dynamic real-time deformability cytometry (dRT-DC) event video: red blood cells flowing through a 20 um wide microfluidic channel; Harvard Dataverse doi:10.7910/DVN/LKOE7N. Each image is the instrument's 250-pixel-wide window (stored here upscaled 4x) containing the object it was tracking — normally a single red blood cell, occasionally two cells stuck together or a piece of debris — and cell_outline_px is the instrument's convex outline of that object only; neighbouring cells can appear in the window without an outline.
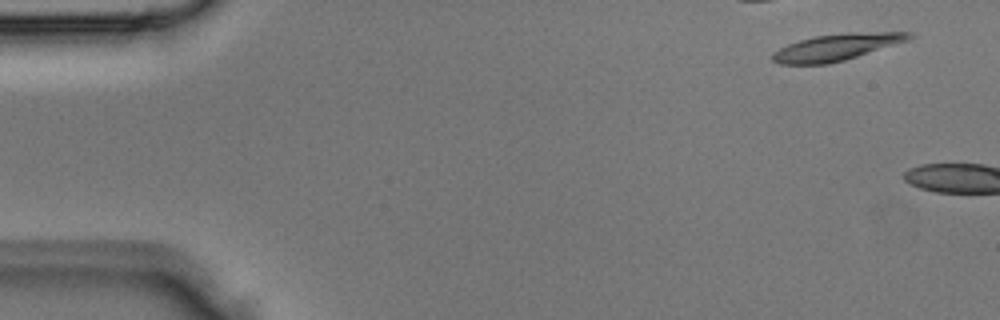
{"species": "Egyptian fruit bat (a non-hibernating species)", "species_latin": "Rousettus aegyptiacus", "temperature_condition": "room temperature", "stored_images_in_passage": 2, "camera_frame_rate_fps": 3000, "um_per_image_px": 0.085, "animal": {"sex": "male"}, "frame": {"image": 1, "passage_image": 1, "time_ms": 0.0, "image_size_px": [1000, 320], "cell_outline_px": [[912, 36], [908, 40], [844, 60], [828, 64], [780, 64], [772, 60], [772, 52], [788, 44], [800, 40], [816, 36], [848, 32], [912, 32]], "centroid_in_image_um": [71.07, 4.01], "position_along_channel_um": 13.9, "area_um2": 20.92}}